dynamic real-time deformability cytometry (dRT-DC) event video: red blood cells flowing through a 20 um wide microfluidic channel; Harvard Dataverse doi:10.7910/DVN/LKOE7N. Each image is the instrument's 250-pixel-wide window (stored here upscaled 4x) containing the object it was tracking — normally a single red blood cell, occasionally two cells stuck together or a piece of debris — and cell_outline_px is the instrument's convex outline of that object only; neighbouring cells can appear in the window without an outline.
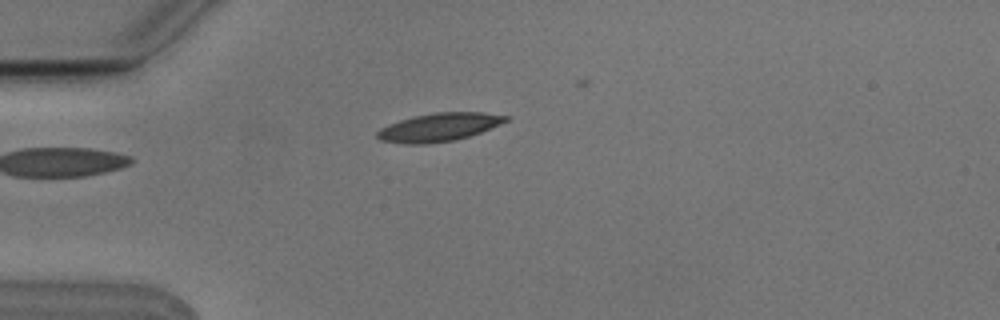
{"species": "Egyptian fruit bat (a non-hibernating species)", "species_latin": "Rousettus aegyptiacus", "temperature_condition": "cold", "stored_images_in_passage": 3, "camera_frame_rate_fps": 3000, "um_per_image_px": 0.085, "animal": {"sex": "male"}, "frame": {"image": 1, "passage_image": 1, "time_ms": 0.0, "image_size_px": [1000, 320], "cell_outline_px": [[508, 120], [500, 124], [480, 132], [468, 136], [452, 140], [424, 144], [408, 144], [380, 140], [376, 136], [376, 132], [380, 128], [388, 124], [400, 120], [416, 116], [436, 112], [484, 112], [508, 116]], "centroid_in_image_um": [37.29, 10.81], "position_along_channel_um": 47.7, "area_um2": 20.87}}